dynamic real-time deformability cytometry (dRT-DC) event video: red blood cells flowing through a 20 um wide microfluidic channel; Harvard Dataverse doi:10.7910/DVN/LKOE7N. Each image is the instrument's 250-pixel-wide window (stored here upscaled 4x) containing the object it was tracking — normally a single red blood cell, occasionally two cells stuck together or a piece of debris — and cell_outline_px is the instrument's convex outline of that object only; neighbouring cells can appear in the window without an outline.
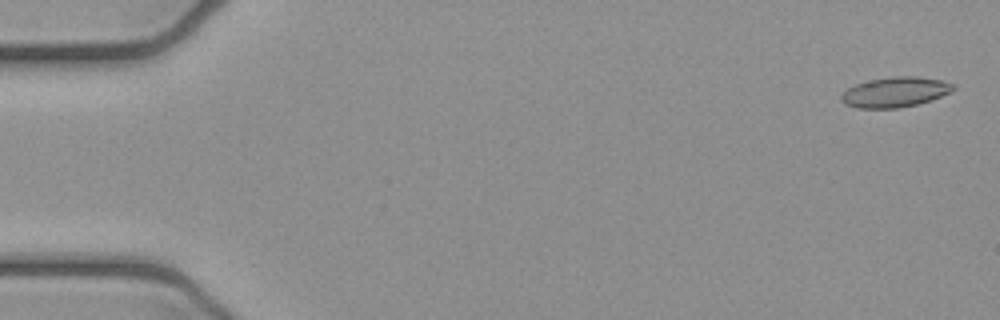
{"species": "common noctule bat (a hibernating species)", "species_latin": "Nyctalus noctula", "temperature_condition": "cold", "stored_images_in_passage": 5, "camera_frame_rate_fps": 3000, "um_per_image_px": 0.085, "animal": {"sex": "female", "body_mass_g": 21.9}, "frame": {"image": 1, "passage_image": 1, "time_ms": 0.0, "image_size_px": [1000, 320], "cell_outline_px": [[956, 88], [940, 96], [916, 104], [900, 108], [856, 108], [844, 104], [840, 100], [840, 96], [848, 88], [856, 84], [868, 80], [892, 76], [916, 76], [940, 80], [956, 84]], "centroid_in_image_um": [76.04, 7.82], "position_along_channel_um": 9.0, "area_um2": 19.59}}
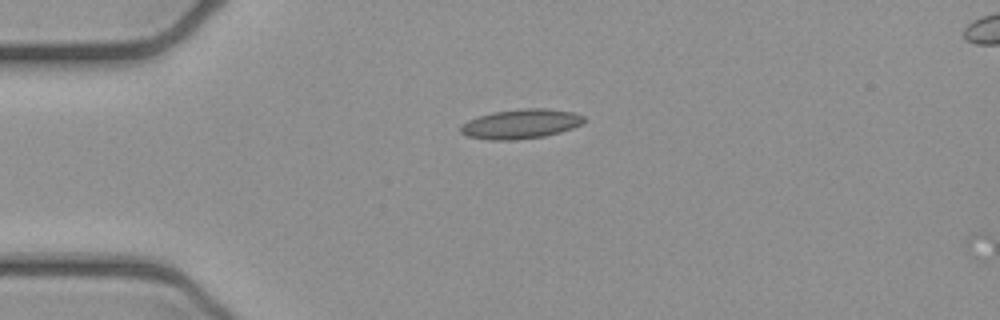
{"frame": {"image": 2, "passage_image": 4, "time_ms": 1.0, "image_size_px": [1000, 320], "cell_outline_px": [[584, 120], [580, 124], [572, 128], [560, 132], [544, 136], [516, 140], [488, 140], [464, 136], [460, 132], [460, 128], [468, 120], [492, 112], [520, 108], [544, 108], [576, 112], [584, 116]], "centroid_in_image_um": [44.25, 10.53], "position_along_channel_um": 40.7, "area_um2": 21.33}}